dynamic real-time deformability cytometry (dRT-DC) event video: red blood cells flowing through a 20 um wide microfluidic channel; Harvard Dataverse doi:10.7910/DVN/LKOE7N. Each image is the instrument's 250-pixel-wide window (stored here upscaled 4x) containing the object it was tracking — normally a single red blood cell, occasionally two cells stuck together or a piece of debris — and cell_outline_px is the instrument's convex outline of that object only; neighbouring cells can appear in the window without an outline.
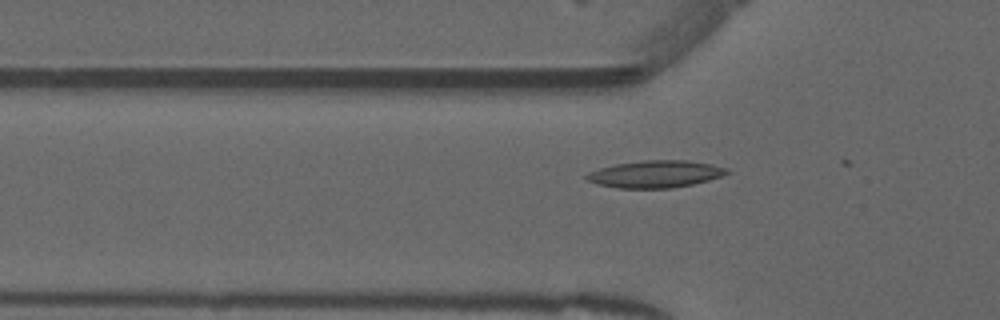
{"species": "common noctule bat (a hibernating species)", "species_latin": "Nyctalus noctula", "temperature_condition": "warm", "stored_images_in_passage": 3, "camera_frame_rate_fps": 3000, "um_per_image_px": 0.085, "animal": {"sex": "male", "forearm_length_mm": 52.5}, "frame": {"image": 1, "passage_image": 2, "time_ms": 0.333, "image_size_px": [1000, 320], "cell_outline_px": [[728, 172], [720, 176], [708, 180], [692, 184], [672, 188], [616, 188], [596, 184], [588, 180], [584, 176], [588, 172], [600, 168], [616, 164], [644, 160], [688, 160], [712, 164], [728, 168]], "centroid_in_image_um": [55.68, 14.79], "position_along_channel_um": 70.1, "area_um2": 22.14}}